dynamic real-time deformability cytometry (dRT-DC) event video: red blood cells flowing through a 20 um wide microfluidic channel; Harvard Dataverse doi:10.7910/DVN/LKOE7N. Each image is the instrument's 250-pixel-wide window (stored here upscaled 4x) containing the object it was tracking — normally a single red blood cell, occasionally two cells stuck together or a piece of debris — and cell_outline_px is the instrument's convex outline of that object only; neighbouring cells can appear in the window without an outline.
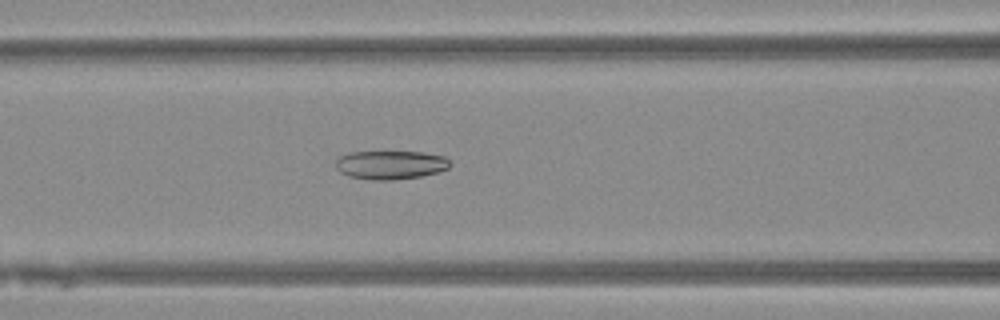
{"species": "Egyptian fruit bat (a non-hibernating species)", "species_latin": "Rousettus aegyptiacus", "temperature_condition": "warm", "stored_images_in_passage": 33, "camera_frame_rate_fps": 3000, "um_per_image_px": 0.085, "animal": {"sex": "female"}, "frame": {"image": 1, "passage_image": 7, "time_ms": 2.0, "image_size_px": [1000, 320], "cell_outline_px": [[452, 164], [448, 168], [436, 172], [420, 176], [392, 180], [372, 180], [352, 176], [340, 172], [336, 168], [336, 160], [340, 156], [352, 152], [424, 152], [444, 156]], "centroid_in_image_um": [33.21, 14.01], "position_along_channel_um": 133.4, "area_um2": 18.9}}
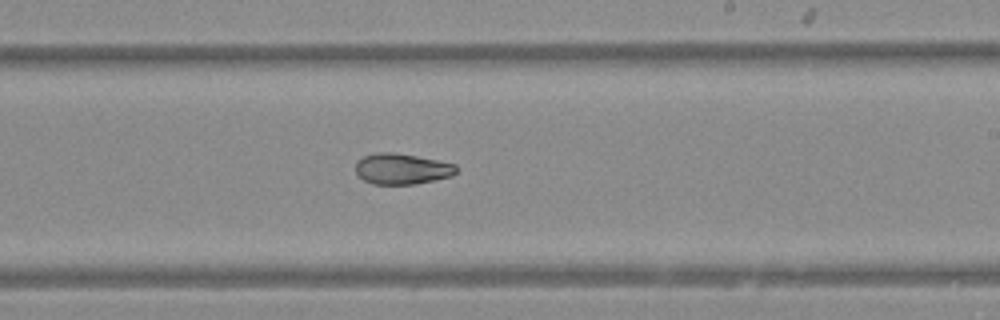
{"frame": {"image": 2, "passage_image": 16, "time_ms": 5.0, "image_size_px": [1000, 320], "cell_outline_px": [[456, 172], [452, 176], [416, 184], [372, 184], [364, 180], [356, 172], [356, 160], [364, 156], [376, 152], [396, 152], [456, 164]], "centroid_in_image_um": [34.14, 14.35], "position_along_channel_um": 254.9, "area_um2": 18.09}}
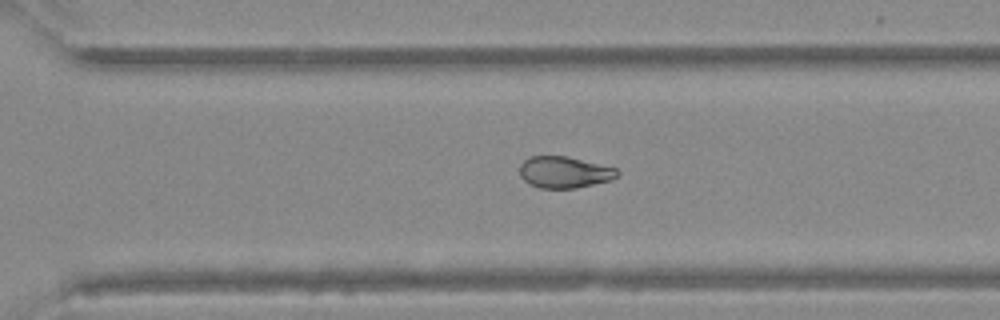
{"frame": {"image": 3, "passage_image": 21, "time_ms": 6.667, "image_size_px": [1000, 320], "cell_outline_px": [[620, 172], [612, 180], [576, 188], [540, 188], [528, 184], [520, 176], [520, 164], [528, 156], [568, 156], [616, 168]], "centroid_in_image_um": [47.95, 14.63], "position_along_channel_um": 322.7, "area_um2": 18.03}}